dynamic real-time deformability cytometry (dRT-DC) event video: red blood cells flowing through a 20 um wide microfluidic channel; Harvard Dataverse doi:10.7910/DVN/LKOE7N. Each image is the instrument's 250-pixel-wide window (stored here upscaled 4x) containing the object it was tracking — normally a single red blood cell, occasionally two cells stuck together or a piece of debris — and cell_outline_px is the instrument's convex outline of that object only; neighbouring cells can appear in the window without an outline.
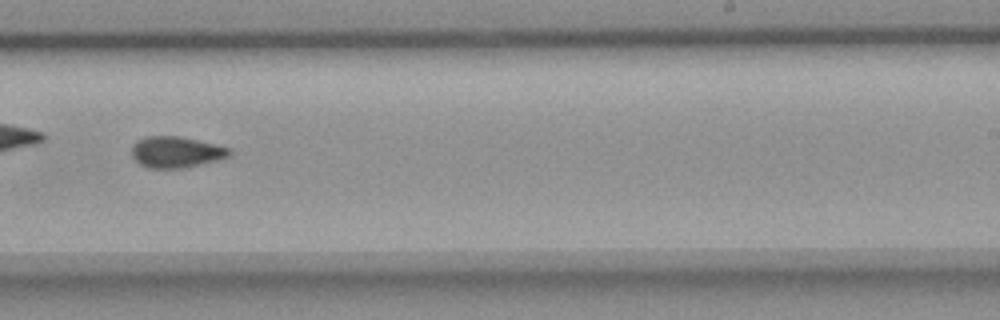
{"species": "common noctule bat (a hibernating species)", "species_latin": "Nyctalus noctula", "temperature_condition": "room temperature", "stored_images_in_passage": 51, "camera_frame_rate_fps": 3000, "um_per_image_px": 0.085, "animal": {"sex": "female", "body_mass_g": 18.4}, "frame": {"image": 1, "passage_image": 30, "time_ms": 9.667, "image_size_px": [1000, 320], "cell_outline_px": [[232, 152], [228, 156], [220, 160], [184, 168], [148, 168], [140, 164], [132, 156], [132, 144], [136, 140], [144, 136], [180, 136], [232, 148]], "centroid_in_image_um": [14.97, 12.92], "position_along_channel_um": 274.0, "area_um2": 17.98}}
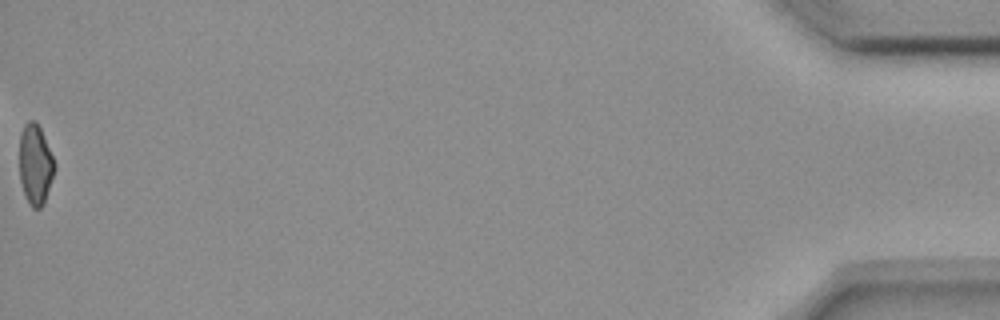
{"frame": {"image": 2, "passage_image": 51, "time_ms": 16.667, "image_size_px": [1000, 320], "cell_outline_px": [[56, 168], [44, 204], [40, 208], [32, 208], [24, 192], [20, 180], [20, 132], [24, 124], [28, 120], [36, 120], [40, 128], [56, 164]], "centroid_in_image_um": [3.01, 13.96], "position_along_channel_um": 432.2, "area_um2": 16.42}, "authors_computed_cell_mechanics": {"area_um2": 17.629, "velocity_mm_per_s": 3.6944, "shape_relaxation_time_tau1_ms": null, "shape_relaxation_time_tau2_ms": 5.4177, "deformation_change_tau1": null, "deformation_change_tau2": 0.0952}}